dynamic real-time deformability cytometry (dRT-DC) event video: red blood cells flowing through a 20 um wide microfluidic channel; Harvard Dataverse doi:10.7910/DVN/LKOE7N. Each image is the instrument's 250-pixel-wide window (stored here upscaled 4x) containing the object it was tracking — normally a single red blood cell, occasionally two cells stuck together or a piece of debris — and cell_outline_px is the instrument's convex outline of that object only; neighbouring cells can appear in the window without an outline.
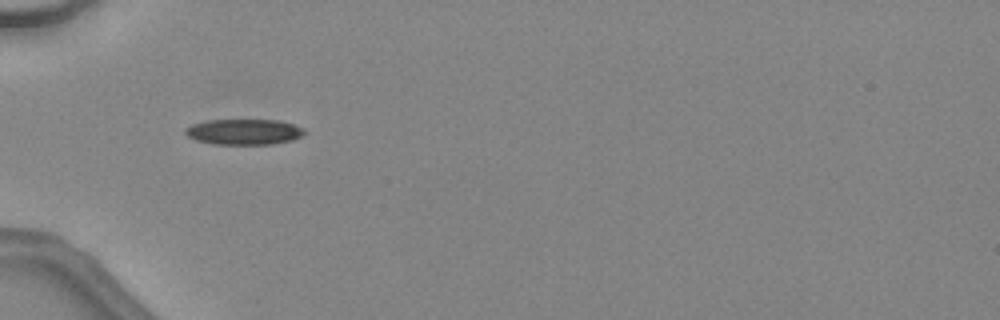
{"species": "common noctule bat (a hibernating species)", "species_latin": "Nyctalus noctula", "temperature_condition": "warm", "stored_images_in_passage": 31, "camera_frame_rate_fps": 3000, "um_per_image_px": 0.085, "animal": {"sex": "female", "body_mass_g": 24.6, "forearm_length_mm": 56.2}, "frame": {"image": 1, "passage_image": 1, "time_ms": 0.0, "image_size_px": [1000, 320], "cell_outline_px": [[308, 132], [304, 136], [292, 140], [272, 144], [212, 144], [196, 140], [188, 136], [184, 132], [184, 128], [192, 124], [208, 120], [276, 120], [292, 124], [304, 128]], "centroid_in_image_um": [20.76, 11.21], "position_along_channel_um": 64.2, "area_um2": 17.92}}
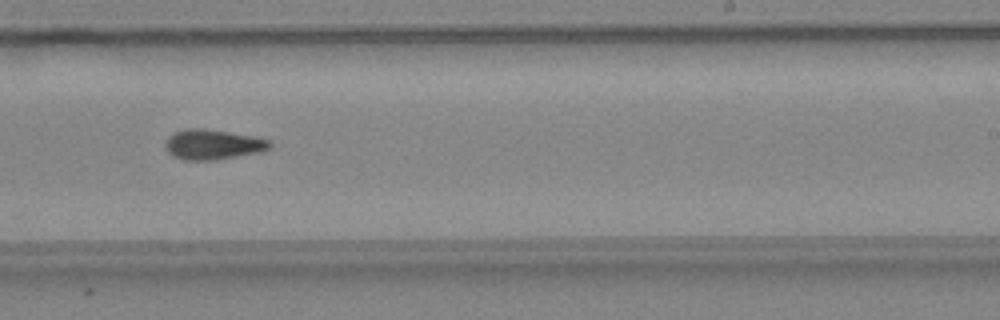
{"frame": {"image": 2, "passage_image": 15, "time_ms": 4.667, "image_size_px": [1000, 320], "cell_outline_px": [[272, 148], [260, 152], [216, 160], [184, 160], [172, 156], [164, 148], [164, 144], [168, 136], [172, 132], [188, 128], [200, 128], [228, 132], [252, 136], [268, 140], [272, 144]], "centroid_in_image_um": [18.05, 12.29], "position_along_channel_um": 271.0, "area_um2": 18.44}}
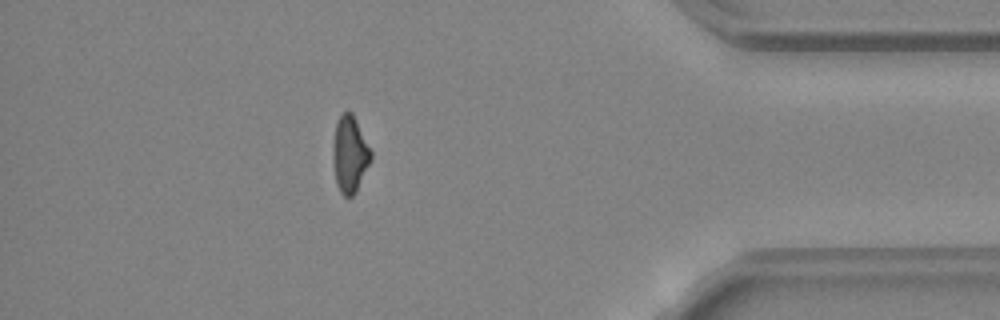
{"frame": {"image": 3, "passage_image": 26, "time_ms": 8.333, "image_size_px": [1000, 320], "cell_outline_px": [[372, 160], [356, 192], [352, 196], [344, 196], [340, 192], [336, 184], [332, 156], [332, 144], [336, 124], [340, 116], [344, 112], [352, 112], [372, 152]], "centroid_in_image_um": [29.73, 13.14], "position_along_channel_um": 405.5, "area_um2": 17.05}, "authors_computed_cell_mechanics": {"area_um2": 17.8602, "velocity_mm_per_s": 4.5568, "shape_relaxation_time_tau1_ms": 9.4888, "shape_relaxation_time_tau2_ms": 6.2542, "deformation_change_tau1": 0.2438, "deformation_change_tau2": 0.1705}}